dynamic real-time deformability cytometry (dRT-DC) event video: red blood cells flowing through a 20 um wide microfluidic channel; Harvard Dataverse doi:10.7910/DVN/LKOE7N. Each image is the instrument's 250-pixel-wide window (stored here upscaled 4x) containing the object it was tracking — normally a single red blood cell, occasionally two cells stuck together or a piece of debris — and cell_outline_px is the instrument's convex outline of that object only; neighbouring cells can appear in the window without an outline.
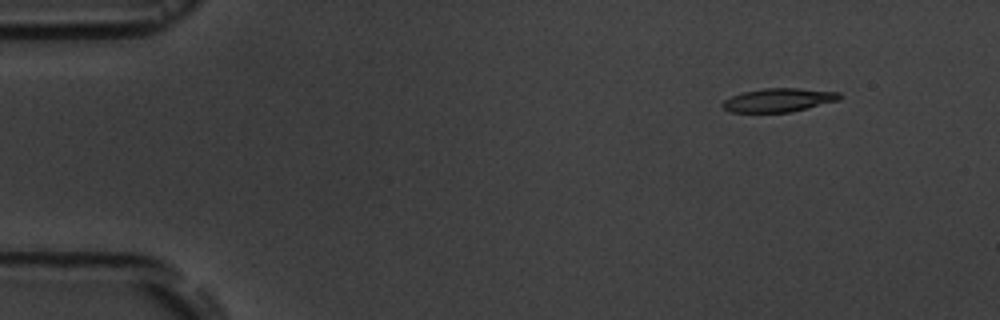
{"species": "common noctule bat (a hibernating species)", "species_latin": "Nyctalus noctula", "temperature_condition": "room temperature", "stored_images_in_passage": 2, "camera_frame_rate_fps": 3000, "um_per_image_px": 0.085, "animal": {"sex": "male", "body_mass_g": 19.5, "forearm_length_mm": 54.6}, "frame": {"image": 1, "passage_image": 1, "time_ms": 0.0, "image_size_px": [1000, 320], "cell_outline_px": [[844, 96], [840, 100], [792, 112], [732, 112], [724, 108], [720, 104], [724, 100], [732, 96], [744, 92], [764, 88], [796, 88], [840, 92]], "centroid_in_image_um": [66.23, 8.5], "position_along_channel_um": 18.8, "area_um2": 16.13}}